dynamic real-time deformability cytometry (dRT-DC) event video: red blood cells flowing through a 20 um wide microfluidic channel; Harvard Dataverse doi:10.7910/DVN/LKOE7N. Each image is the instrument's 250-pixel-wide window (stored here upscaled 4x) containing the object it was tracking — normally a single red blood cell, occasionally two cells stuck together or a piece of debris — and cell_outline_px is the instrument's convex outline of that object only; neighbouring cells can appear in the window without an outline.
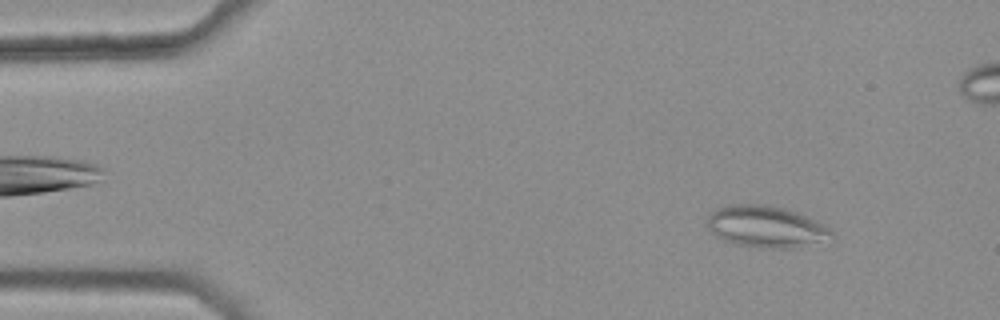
{"species": "common noctule bat (a hibernating species)", "species_latin": "Nyctalus noctula", "temperature_condition": "warm", "stored_images_in_passage": 49, "camera_frame_rate_fps": 3000, "um_per_image_px": 0.085, "animal": {"sex": "female", "body_mass_g": 25.1}, "frame": {"image": 1, "passage_image": 5, "time_ms": 1.333, "image_size_px": [1000, 320], "cell_outline_px": [[836, 236], [792, 248], [760, 248], [736, 244], [724, 240], [716, 236], [708, 228], [708, 216], [716, 208], [728, 204], [764, 204], [784, 208], [796, 212], [828, 228]], "centroid_in_image_um": [65.03, 19.26], "position_along_channel_um": 20.0, "area_um2": 29.65}}
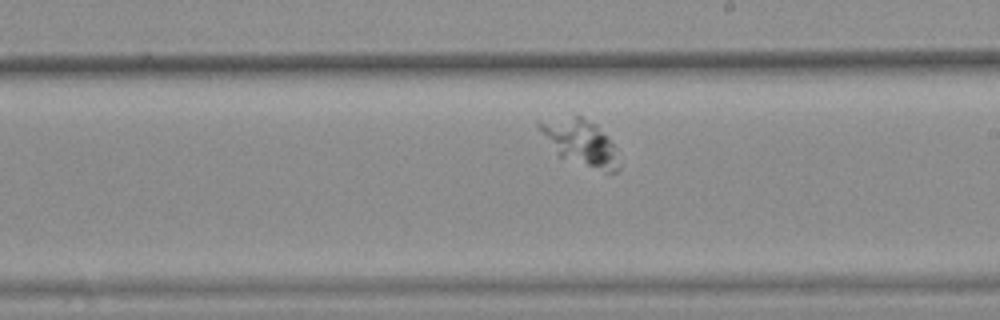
{"frame": {"image": 2, "passage_image": 29, "time_ms": 9.333, "image_size_px": [1000, 320], "cell_outline_px": [[620, 168], [616, 172], [608, 172], [560, 156], [536, 124], [576, 116], [580, 116], [596, 124], [608, 136], [612, 144]], "centroid_in_image_um": [49.42, 12.11], "position_along_channel_um": 239.6, "area_um2": 19.77}}
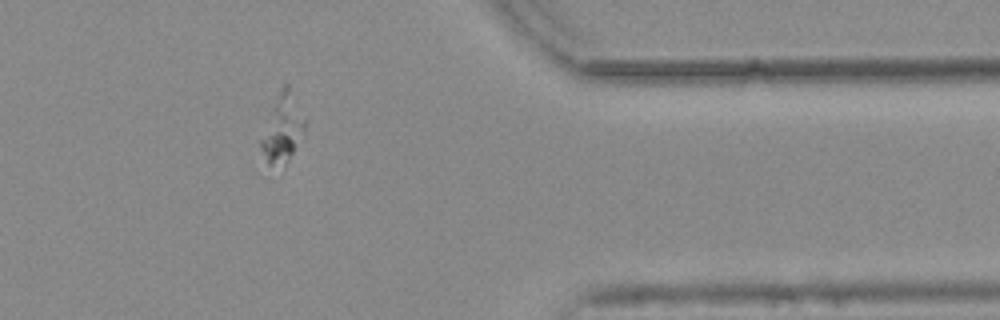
{"frame": {"image": 3, "passage_image": 43, "time_ms": 14.0, "image_size_px": [1000, 320], "cell_outline_px": [[308, 120], [304, 136], [284, 168], [268, 164], [260, 148], [260, 140], [276, 108], [308, 116]], "centroid_in_image_um": [24.03, 11.62], "position_along_channel_um": 387.4, "area_um2": 13.64}}